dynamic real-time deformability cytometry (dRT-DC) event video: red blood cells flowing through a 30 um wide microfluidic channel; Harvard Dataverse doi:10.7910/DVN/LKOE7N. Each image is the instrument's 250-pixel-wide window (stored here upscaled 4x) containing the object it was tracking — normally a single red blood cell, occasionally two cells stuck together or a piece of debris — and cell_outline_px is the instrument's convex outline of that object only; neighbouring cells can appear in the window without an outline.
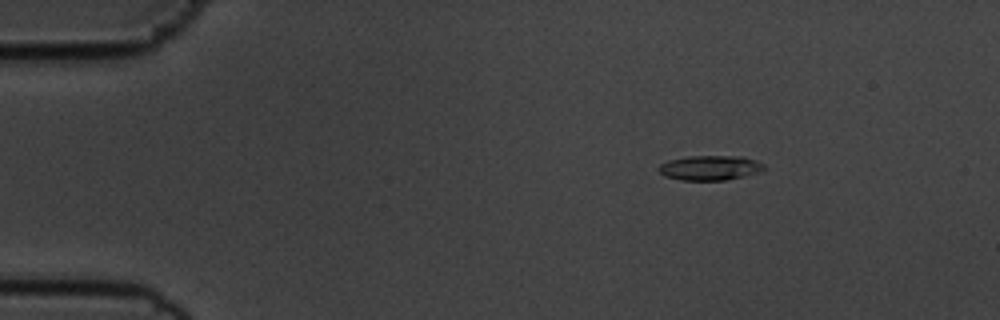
{"species": "common noctule bat (a hibernating species)", "species_latin": "Nyctalus noctula", "temperature_condition": "cold", "stored_images_in_passage": 56, "camera_frame_rate_fps": 3000, "um_per_image_px": 0.085, "animal": {"sex": "male", "body_mass_g": 19.5, "forearm_length_mm": 54.6}, "frame": {"image": 1, "passage_image": 9, "time_ms": 2.667, "image_size_px": [1000, 320], "cell_outline_px": [[768, 168], [760, 172], [744, 176], [724, 180], [680, 180], [664, 176], [656, 168], [660, 164], [668, 160], [688, 156], [744, 156], [756, 160], [764, 164]], "centroid_in_image_um": [60.37, 14.26], "position_along_channel_um": 24.6, "area_um2": 15.43}}
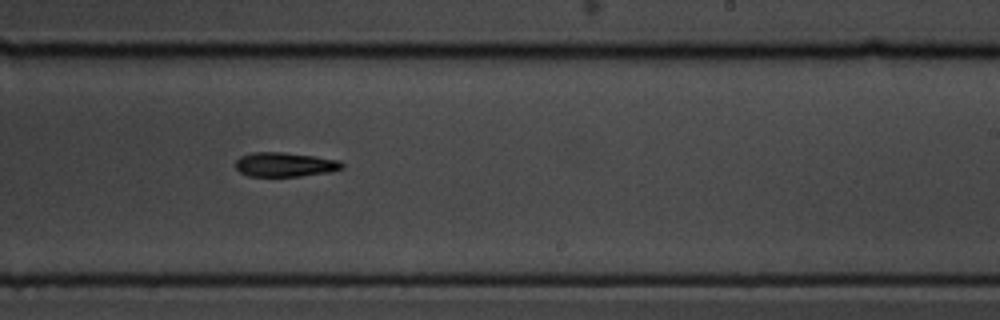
{"frame": {"image": 2, "passage_image": 35, "time_ms": 11.333, "image_size_px": [1000, 320], "cell_outline_px": [[344, 168], [328, 172], [300, 176], [248, 176], [240, 172], [236, 168], [236, 160], [240, 156], [252, 152], [284, 152], [340, 160], [344, 164]], "centroid_in_image_um": [24.21, 13.98], "position_along_channel_um": 264.8, "area_um2": 15.09}}
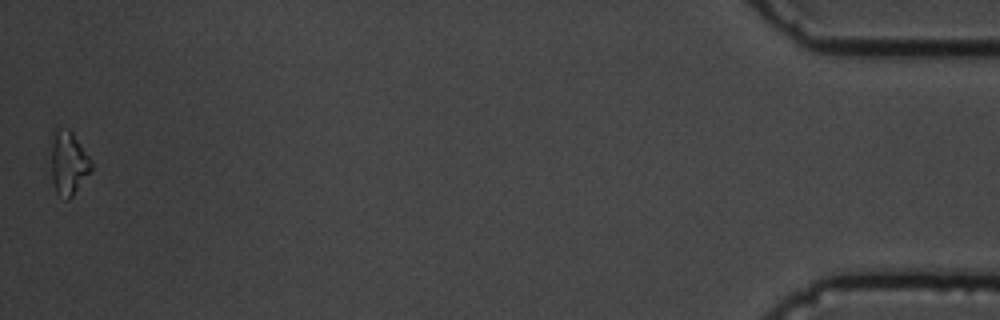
{"frame": {"image": 3, "passage_image": 56, "time_ms": 18.333, "image_size_px": [1000, 320], "cell_outline_px": [[92, 168], [72, 196], [68, 200], [64, 200], [56, 192], [44, 168], [52, 128], [68, 128], [72, 132], [92, 160]], "centroid_in_image_um": [5.64, 13.81], "position_along_channel_um": 429.6, "area_um2": 16.53}, "authors_computed_cell_mechanics": {"area_um2": 15.2014, "velocity_mm_per_s": 3.6213, "shape_relaxation_time_tau1_ms": 2.0358, "shape_relaxation_time_tau2_ms": null, "deformation_change_tau1": 0.1117, "deformation_change_tau2": null}}